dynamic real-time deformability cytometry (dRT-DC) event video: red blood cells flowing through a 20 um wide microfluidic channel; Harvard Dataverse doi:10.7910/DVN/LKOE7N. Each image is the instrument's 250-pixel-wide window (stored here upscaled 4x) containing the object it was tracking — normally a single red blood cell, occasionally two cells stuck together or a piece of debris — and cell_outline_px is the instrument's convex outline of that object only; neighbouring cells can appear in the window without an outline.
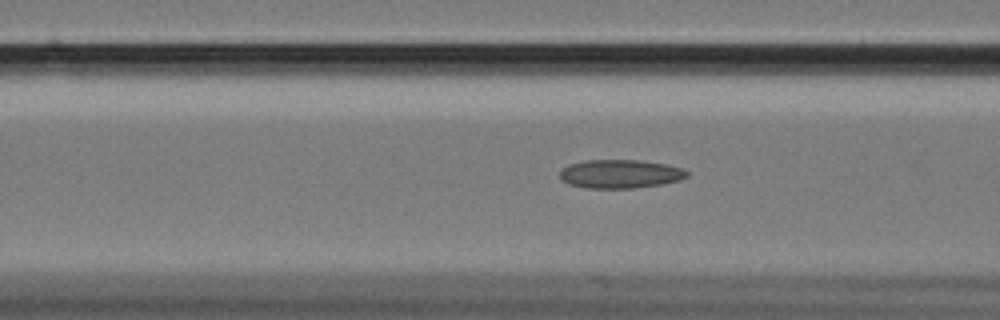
{"species": "Egyptian fruit bat (a non-hibernating species)", "species_latin": "Rousettus aegyptiacus", "temperature_condition": "cold", "stored_images_in_passage": 58, "camera_frame_rate_fps": 3000, "um_per_image_px": 0.085, "animal": {"sex": "female"}, "frame": {"image": 1, "passage_image": 23, "time_ms": 7.333, "image_size_px": [1000, 320], "cell_outline_px": [[688, 176], [680, 180], [660, 184], [632, 188], [584, 188], [568, 184], [560, 180], [560, 172], [568, 164], [584, 160], [640, 160], [668, 164], [684, 168], [688, 172]], "centroid_in_image_um": [52.71, 14.77], "position_along_channel_um": 113.9, "area_um2": 21.39}}
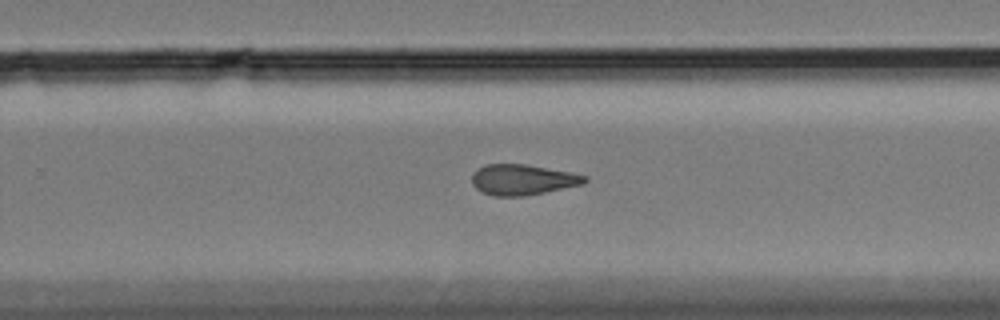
{"frame": {"image": 2, "passage_image": 38, "time_ms": 12.333, "image_size_px": [1000, 320], "cell_outline_px": [[588, 180], [584, 184], [524, 196], [492, 196], [476, 188], [472, 184], [472, 172], [476, 168], [484, 164], [528, 164], [588, 176]], "centroid_in_image_um": [44.39, 15.26], "position_along_channel_um": 285.4, "area_um2": 20.17}}
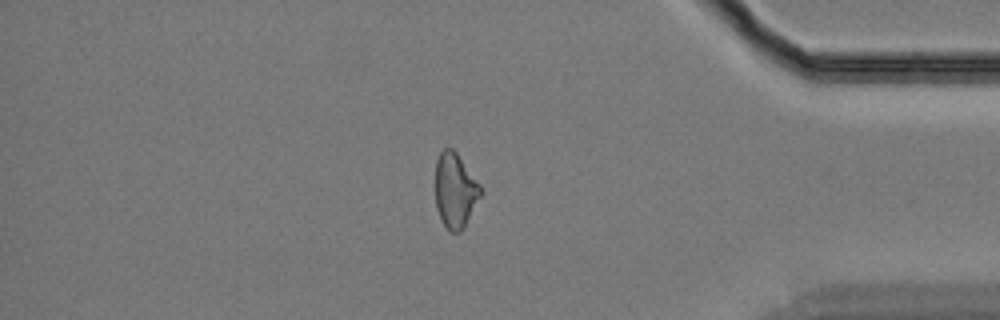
{"frame": {"image": 3, "passage_image": 50, "time_ms": 16.333, "image_size_px": [1000, 320], "cell_outline_px": [[480, 196], [464, 228], [460, 232], [448, 232], [436, 208], [436, 160], [440, 152], [444, 148], [452, 148], [456, 152], [480, 184]], "centroid_in_image_um": [38.67, 16.19], "position_along_channel_um": 396.5, "area_um2": 19.48}, "authors_computed_cell_mechanics": {"area_um2": 20.6635, "velocity_mm_per_s": 3.4311, "shape_relaxation_time_tau1_ms": null, "shape_relaxation_time_tau2_ms": 5.552, "deformation_change_tau1": null, "deformation_change_tau2": 0.1386}}